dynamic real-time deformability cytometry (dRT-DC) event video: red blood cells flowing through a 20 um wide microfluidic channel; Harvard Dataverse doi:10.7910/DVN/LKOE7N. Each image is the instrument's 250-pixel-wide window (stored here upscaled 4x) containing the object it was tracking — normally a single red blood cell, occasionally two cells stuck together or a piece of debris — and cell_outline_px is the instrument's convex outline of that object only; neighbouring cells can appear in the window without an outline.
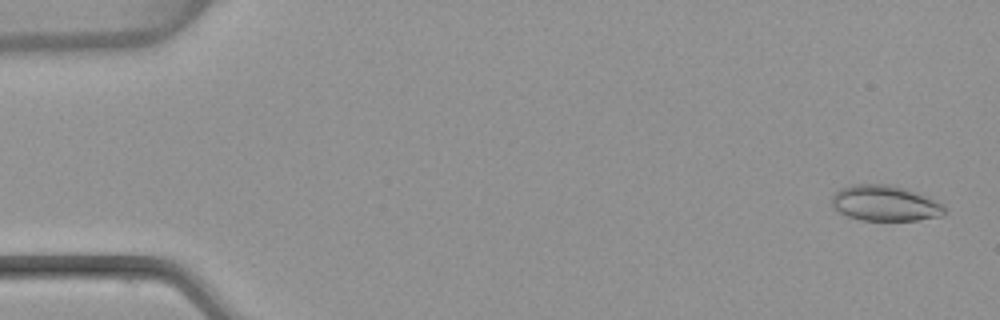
{"species": "common noctule bat (a hibernating species)", "species_latin": "Nyctalus noctula", "temperature_condition": "warm", "stored_images_in_passage": 53, "camera_frame_rate_fps": 3000, "um_per_image_px": 0.085, "animal": {"sex": "female", "body_mass_g": 22.7, "forearm_length_mm": 54.2}, "frame": {"image": 1, "passage_image": 2, "time_ms": 0.333, "image_size_px": [1000, 320], "cell_outline_px": [[948, 212], [944, 216], [916, 220], [860, 220], [848, 216], [832, 208], [832, 196], [840, 188], [852, 184], [888, 184], [904, 188], [916, 192], [944, 204]], "centroid_in_image_um": [75.25, 17.28], "position_along_channel_um": 9.8, "area_um2": 23.58}}
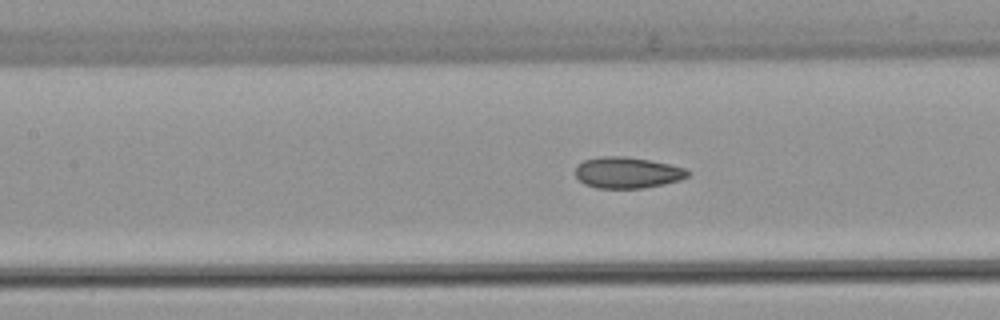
{"frame": {"image": 2, "passage_image": 24, "time_ms": 7.667, "image_size_px": [1000, 320], "cell_outline_px": [[692, 172], [688, 176], [680, 180], [664, 184], [644, 188], [596, 188], [584, 184], [576, 176], [576, 164], [584, 160], [600, 156], [628, 156], [688, 168]], "centroid_in_image_um": [53.34, 14.67], "position_along_channel_um": 154.1, "area_um2": 20.63}}
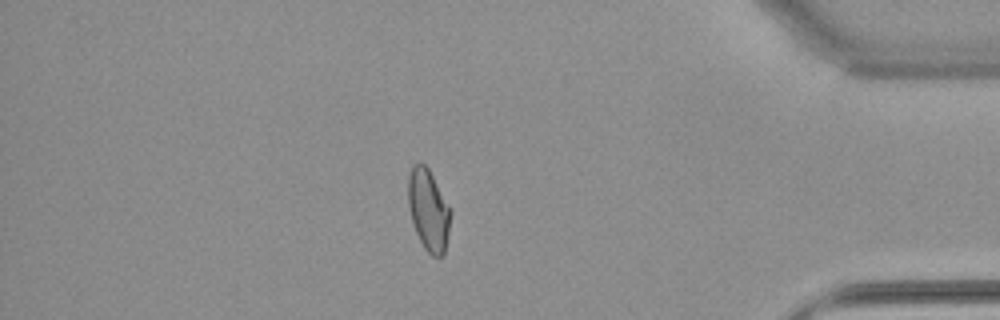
{"frame": {"image": 3, "passage_image": 46, "time_ms": 15.0, "image_size_px": [1000, 320], "cell_outline_px": [[452, 212], [444, 252], [440, 256], [432, 256], [424, 248], [416, 232], [408, 208], [408, 176], [412, 164], [424, 164], [428, 168], [452, 208]], "centroid_in_image_um": [36.42, 17.82], "position_along_channel_um": 398.8, "area_um2": 20.17}, "authors_computed_cell_mechanics": {"area_um2": 20.6346, "velocity_mm_per_s": 3.8339, "shape_relaxation_time_tau1_ms": null, "shape_relaxation_time_tau2_ms": 1.5931, "deformation_change_tau1": null, "deformation_change_tau2": 0.0695}}